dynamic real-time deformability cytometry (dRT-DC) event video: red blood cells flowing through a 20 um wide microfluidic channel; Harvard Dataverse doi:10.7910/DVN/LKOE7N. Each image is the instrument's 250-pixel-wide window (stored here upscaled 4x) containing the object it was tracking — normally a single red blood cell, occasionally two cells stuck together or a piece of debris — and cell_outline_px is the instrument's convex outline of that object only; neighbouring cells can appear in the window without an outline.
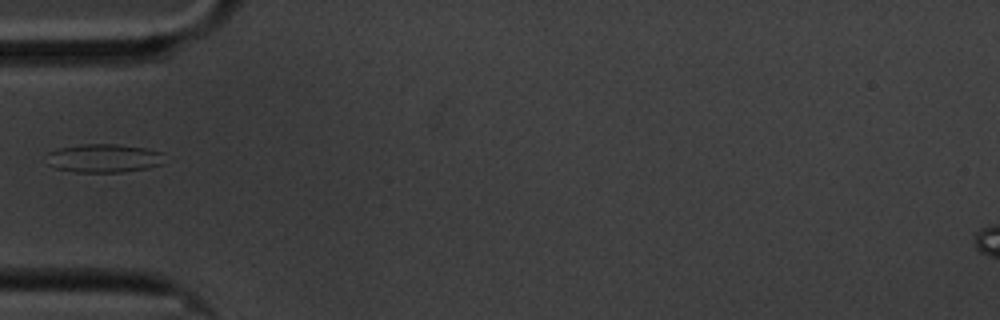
{"species": "common noctule bat (a hibernating species)", "species_latin": "Nyctalus noctula", "temperature_condition": "cold", "stored_images_in_passage": 41, "camera_frame_rate_fps": 3000, "um_per_image_px": 0.085, "animal": {"sex": "male", "body_mass_g": 20.1, "forearm_length_mm": 53.5}, "frame": {"image": 1, "passage_image": 1, "time_ms": 0.0, "image_size_px": [1000, 320], "cell_outline_px": [[164, 164], [148, 168], [124, 172], [76, 172], [56, 168], [48, 164], [48, 152], [60, 148], [80, 144], [116, 144], [144, 148], [164, 152]], "centroid_in_image_um": [8.88, 13.45], "position_along_channel_um": 76.1, "area_um2": 19.71}}
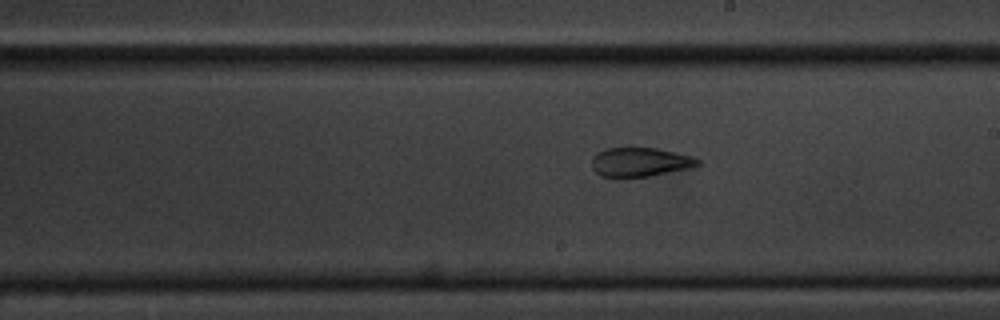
{"frame": {"image": 2, "passage_image": 15, "time_ms": 4.667, "image_size_px": [1000, 320], "cell_outline_px": [[700, 164], [688, 168], [648, 176], [600, 176], [592, 168], [592, 156], [596, 152], [604, 148], [656, 148], [688, 156], [700, 160]], "centroid_in_image_um": [54.33, 13.76], "position_along_channel_um": 234.7, "area_um2": 17.51}}
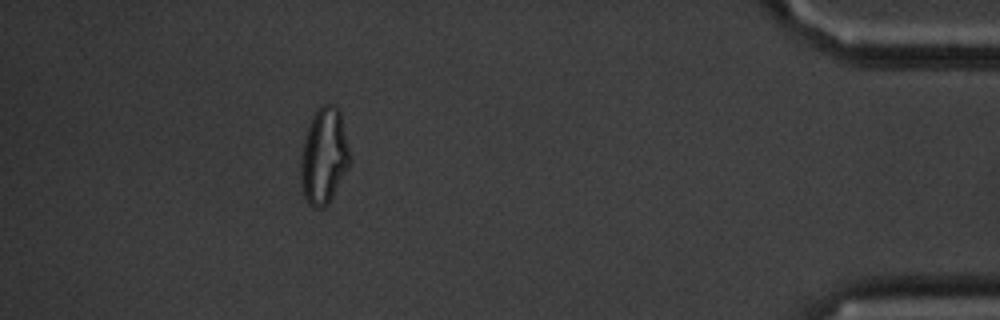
{"frame": {"image": 3, "passage_image": 35, "time_ms": 11.333, "image_size_px": [1000, 320], "cell_outline_px": [[348, 164], [328, 204], [324, 208], [312, 208], [308, 204], [304, 196], [300, 184], [300, 164], [304, 140], [312, 116], [316, 108], [320, 104], [332, 104], [340, 108], [348, 144]], "centroid_in_image_um": [27.5, 13.24], "position_along_channel_um": 407.7, "area_um2": 27.28}}